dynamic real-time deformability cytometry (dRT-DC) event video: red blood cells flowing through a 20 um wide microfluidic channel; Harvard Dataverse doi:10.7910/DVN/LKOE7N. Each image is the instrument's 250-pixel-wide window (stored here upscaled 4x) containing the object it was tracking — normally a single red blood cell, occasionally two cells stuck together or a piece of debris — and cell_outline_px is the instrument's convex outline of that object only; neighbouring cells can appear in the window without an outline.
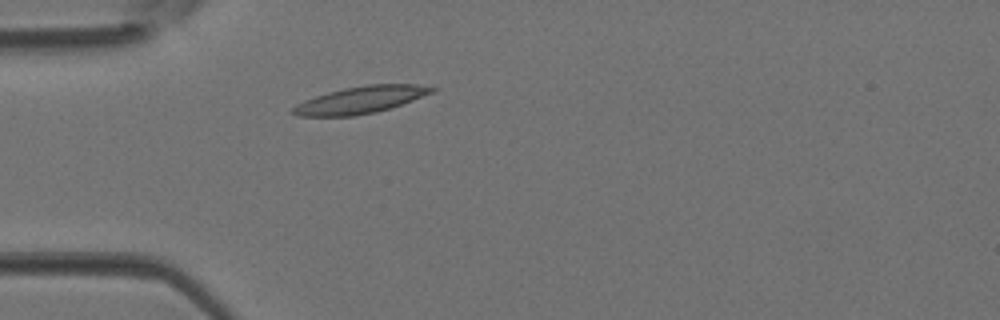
{"species": "Egyptian fruit bat (a non-hibernating species)", "species_latin": "Rousettus aegyptiacus", "temperature_condition": "room temperature", "stored_images_in_passage": 3, "camera_frame_rate_fps": 3000, "um_per_image_px": 0.085, "animal": {"sex": "female"}, "frame": {"image": 1, "passage_image": 3, "time_ms": 0.667, "image_size_px": [1000, 320], "cell_outline_px": [[436, 88], [432, 92], [412, 100], [376, 112], [356, 116], [300, 116], [292, 112], [292, 108], [296, 104], [304, 100], [328, 92], [344, 88], [368, 84], [416, 84]], "centroid_in_image_um": [30.61, 8.49], "position_along_channel_um": 54.4, "area_um2": 21.56}}